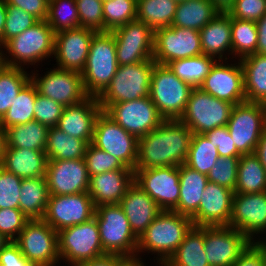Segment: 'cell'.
<instances>
[{
  "mask_svg": "<svg viewBox=\"0 0 266 266\" xmlns=\"http://www.w3.org/2000/svg\"><path fill=\"white\" fill-rule=\"evenodd\" d=\"M266 191V170L255 153L239 157L234 193H261Z\"/></svg>",
  "mask_w": 266,
  "mask_h": 266,
  "instance_id": "cell-36",
  "label": "cell"
},
{
  "mask_svg": "<svg viewBox=\"0 0 266 266\" xmlns=\"http://www.w3.org/2000/svg\"><path fill=\"white\" fill-rule=\"evenodd\" d=\"M219 157L217 147L204 134H193L185 165L207 175Z\"/></svg>",
  "mask_w": 266,
  "mask_h": 266,
  "instance_id": "cell-43",
  "label": "cell"
},
{
  "mask_svg": "<svg viewBox=\"0 0 266 266\" xmlns=\"http://www.w3.org/2000/svg\"><path fill=\"white\" fill-rule=\"evenodd\" d=\"M134 183L145 191L162 211H173L179 201V166L134 170Z\"/></svg>",
  "mask_w": 266,
  "mask_h": 266,
  "instance_id": "cell-15",
  "label": "cell"
},
{
  "mask_svg": "<svg viewBox=\"0 0 266 266\" xmlns=\"http://www.w3.org/2000/svg\"><path fill=\"white\" fill-rule=\"evenodd\" d=\"M178 3L174 0H137L136 20L154 31L171 27Z\"/></svg>",
  "mask_w": 266,
  "mask_h": 266,
  "instance_id": "cell-38",
  "label": "cell"
},
{
  "mask_svg": "<svg viewBox=\"0 0 266 266\" xmlns=\"http://www.w3.org/2000/svg\"><path fill=\"white\" fill-rule=\"evenodd\" d=\"M239 157H219L207 174L208 181L235 191Z\"/></svg>",
  "mask_w": 266,
  "mask_h": 266,
  "instance_id": "cell-48",
  "label": "cell"
},
{
  "mask_svg": "<svg viewBox=\"0 0 266 266\" xmlns=\"http://www.w3.org/2000/svg\"><path fill=\"white\" fill-rule=\"evenodd\" d=\"M5 63H4V60H3V57H2V54H0V71L5 67Z\"/></svg>",
  "mask_w": 266,
  "mask_h": 266,
  "instance_id": "cell-66",
  "label": "cell"
},
{
  "mask_svg": "<svg viewBox=\"0 0 266 266\" xmlns=\"http://www.w3.org/2000/svg\"><path fill=\"white\" fill-rule=\"evenodd\" d=\"M155 63L153 59H149L119 66L110 84L97 97L101 109L105 111L113 103L149 97Z\"/></svg>",
  "mask_w": 266,
  "mask_h": 266,
  "instance_id": "cell-5",
  "label": "cell"
},
{
  "mask_svg": "<svg viewBox=\"0 0 266 266\" xmlns=\"http://www.w3.org/2000/svg\"><path fill=\"white\" fill-rule=\"evenodd\" d=\"M25 70V68L5 66L0 71V120L21 89L30 81V73Z\"/></svg>",
  "mask_w": 266,
  "mask_h": 266,
  "instance_id": "cell-42",
  "label": "cell"
},
{
  "mask_svg": "<svg viewBox=\"0 0 266 266\" xmlns=\"http://www.w3.org/2000/svg\"><path fill=\"white\" fill-rule=\"evenodd\" d=\"M91 143L116 157L129 169L135 170L138 138L125 131L104 111L99 114L96 120Z\"/></svg>",
  "mask_w": 266,
  "mask_h": 266,
  "instance_id": "cell-14",
  "label": "cell"
},
{
  "mask_svg": "<svg viewBox=\"0 0 266 266\" xmlns=\"http://www.w3.org/2000/svg\"><path fill=\"white\" fill-rule=\"evenodd\" d=\"M96 207L88 192L50 195L43 220L57 232L94 217Z\"/></svg>",
  "mask_w": 266,
  "mask_h": 266,
  "instance_id": "cell-19",
  "label": "cell"
},
{
  "mask_svg": "<svg viewBox=\"0 0 266 266\" xmlns=\"http://www.w3.org/2000/svg\"><path fill=\"white\" fill-rule=\"evenodd\" d=\"M54 44L53 29L46 20H39L32 27L8 40L1 47V53L6 66L26 69L30 65H40L43 60L53 58Z\"/></svg>",
  "mask_w": 266,
  "mask_h": 266,
  "instance_id": "cell-3",
  "label": "cell"
},
{
  "mask_svg": "<svg viewBox=\"0 0 266 266\" xmlns=\"http://www.w3.org/2000/svg\"><path fill=\"white\" fill-rule=\"evenodd\" d=\"M49 127L38 121L9 127L6 132V147L45 151Z\"/></svg>",
  "mask_w": 266,
  "mask_h": 266,
  "instance_id": "cell-37",
  "label": "cell"
},
{
  "mask_svg": "<svg viewBox=\"0 0 266 266\" xmlns=\"http://www.w3.org/2000/svg\"><path fill=\"white\" fill-rule=\"evenodd\" d=\"M80 27L103 32V1L76 0Z\"/></svg>",
  "mask_w": 266,
  "mask_h": 266,
  "instance_id": "cell-50",
  "label": "cell"
},
{
  "mask_svg": "<svg viewBox=\"0 0 266 266\" xmlns=\"http://www.w3.org/2000/svg\"><path fill=\"white\" fill-rule=\"evenodd\" d=\"M193 88L179 79L168 65L155 63L149 97L165 120L181 118Z\"/></svg>",
  "mask_w": 266,
  "mask_h": 266,
  "instance_id": "cell-6",
  "label": "cell"
},
{
  "mask_svg": "<svg viewBox=\"0 0 266 266\" xmlns=\"http://www.w3.org/2000/svg\"><path fill=\"white\" fill-rule=\"evenodd\" d=\"M89 143L71 137L58 127H49L45 153L48 160L84 159Z\"/></svg>",
  "mask_w": 266,
  "mask_h": 266,
  "instance_id": "cell-35",
  "label": "cell"
},
{
  "mask_svg": "<svg viewBox=\"0 0 266 266\" xmlns=\"http://www.w3.org/2000/svg\"><path fill=\"white\" fill-rule=\"evenodd\" d=\"M104 112L137 138L155 130L165 120L150 97L113 103Z\"/></svg>",
  "mask_w": 266,
  "mask_h": 266,
  "instance_id": "cell-16",
  "label": "cell"
},
{
  "mask_svg": "<svg viewBox=\"0 0 266 266\" xmlns=\"http://www.w3.org/2000/svg\"><path fill=\"white\" fill-rule=\"evenodd\" d=\"M231 266H266V250L259 242H251Z\"/></svg>",
  "mask_w": 266,
  "mask_h": 266,
  "instance_id": "cell-55",
  "label": "cell"
},
{
  "mask_svg": "<svg viewBox=\"0 0 266 266\" xmlns=\"http://www.w3.org/2000/svg\"><path fill=\"white\" fill-rule=\"evenodd\" d=\"M46 179L50 195L88 192L90 176L84 159L48 160Z\"/></svg>",
  "mask_w": 266,
  "mask_h": 266,
  "instance_id": "cell-22",
  "label": "cell"
},
{
  "mask_svg": "<svg viewBox=\"0 0 266 266\" xmlns=\"http://www.w3.org/2000/svg\"><path fill=\"white\" fill-rule=\"evenodd\" d=\"M119 205L138 238L162 212L155 201L135 183L128 188Z\"/></svg>",
  "mask_w": 266,
  "mask_h": 266,
  "instance_id": "cell-27",
  "label": "cell"
},
{
  "mask_svg": "<svg viewBox=\"0 0 266 266\" xmlns=\"http://www.w3.org/2000/svg\"><path fill=\"white\" fill-rule=\"evenodd\" d=\"M262 104H263L265 115H266V101H264Z\"/></svg>",
  "mask_w": 266,
  "mask_h": 266,
  "instance_id": "cell-68",
  "label": "cell"
},
{
  "mask_svg": "<svg viewBox=\"0 0 266 266\" xmlns=\"http://www.w3.org/2000/svg\"><path fill=\"white\" fill-rule=\"evenodd\" d=\"M137 0H106L103 1V32L135 21Z\"/></svg>",
  "mask_w": 266,
  "mask_h": 266,
  "instance_id": "cell-45",
  "label": "cell"
},
{
  "mask_svg": "<svg viewBox=\"0 0 266 266\" xmlns=\"http://www.w3.org/2000/svg\"><path fill=\"white\" fill-rule=\"evenodd\" d=\"M49 196L46 177L22 179L19 209L29 219H43Z\"/></svg>",
  "mask_w": 266,
  "mask_h": 266,
  "instance_id": "cell-31",
  "label": "cell"
},
{
  "mask_svg": "<svg viewBox=\"0 0 266 266\" xmlns=\"http://www.w3.org/2000/svg\"><path fill=\"white\" fill-rule=\"evenodd\" d=\"M266 13V0H235L228 11L232 18L257 22Z\"/></svg>",
  "mask_w": 266,
  "mask_h": 266,
  "instance_id": "cell-53",
  "label": "cell"
},
{
  "mask_svg": "<svg viewBox=\"0 0 266 266\" xmlns=\"http://www.w3.org/2000/svg\"><path fill=\"white\" fill-rule=\"evenodd\" d=\"M233 104L219 100L194 87L181 120L193 134H205L221 126H227Z\"/></svg>",
  "mask_w": 266,
  "mask_h": 266,
  "instance_id": "cell-8",
  "label": "cell"
},
{
  "mask_svg": "<svg viewBox=\"0 0 266 266\" xmlns=\"http://www.w3.org/2000/svg\"><path fill=\"white\" fill-rule=\"evenodd\" d=\"M259 243L265 248L266 250V236L262 237V239L259 241Z\"/></svg>",
  "mask_w": 266,
  "mask_h": 266,
  "instance_id": "cell-67",
  "label": "cell"
},
{
  "mask_svg": "<svg viewBox=\"0 0 266 266\" xmlns=\"http://www.w3.org/2000/svg\"><path fill=\"white\" fill-rule=\"evenodd\" d=\"M134 183V170L117 169L90 177L88 194L95 207L119 204L128 188Z\"/></svg>",
  "mask_w": 266,
  "mask_h": 266,
  "instance_id": "cell-26",
  "label": "cell"
},
{
  "mask_svg": "<svg viewBox=\"0 0 266 266\" xmlns=\"http://www.w3.org/2000/svg\"><path fill=\"white\" fill-rule=\"evenodd\" d=\"M111 32L119 66L153 59L154 30L144 22L131 21Z\"/></svg>",
  "mask_w": 266,
  "mask_h": 266,
  "instance_id": "cell-17",
  "label": "cell"
},
{
  "mask_svg": "<svg viewBox=\"0 0 266 266\" xmlns=\"http://www.w3.org/2000/svg\"><path fill=\"white\" fill-rule=\"evenodd\" d=\"M163 266H209L204 251V226H193Z\"/></svg>",
  "mask_w": 266,
  "mask_h": 266,
  "instance_id": "cell-32",
  "label": "cell"
},
{
  "mask_svg": "<svg viewBox=\"0 0 266 266\" xmlns=\"http://www.w3.org/2000/svg\"><path fill=\"white\" fill-rule=\"evenodd\" d=\"M243 69L247 102L266 101V55L257 53L239 60Z\"/></svg>",
  "mask_w": 266,
  "mask_h": 266,
  "instance_id": "cell-33",
  "label": "cell"
},
{
  "mask_svg": "<svg viewBox=\"0 0 266 266\" xmlns=\"http://www.w3.org/2000/svg\"><path fill=\"white\" fill-rule=\"evenodd\" d=\"M266 170V126L254 152Z\"/></svg>",
  "mask_w": 266,
  "mask_h": 266,
  "instance_id": "cell-61",
  "label": "cell"
},
{
  "mask_svg": "<svg viewBox=\"0 0 266 266\" xmlns=\"http://www.w3.org/2000/svg\"><path fill=\"white\" fill-rule=\"evenodd\" d=\"M7 16L6 0H0V38L3 36Z\"/></svg>",
  "mask_w": 266,
  "mask_h": 266,
  "instance_id": "cell-63",
  "label": "cell"
},
{
  "mask_svg": "<svg viewBox=\"0 0 266 266\" xmlns=\"http://www.w3.org/2000/svg\"><path fill=\"white\" fill-rule=\"evenodd\" d=\"M199 33L204 55L226 61L232 57L231 16L228 13L219 12Z\"/></svg>",
  "mask_w": 266,
  "mask_h": 266,
  "instance_id": "cell-28",
  "label": "cell"
},
{
  "mask_svg": "<svg viewBox=\"0 0 266 266\" xmlns=\"http://www.w3.org/2000/svg\"><path fill=\"white\" fill-rule=\"evenodd\" d=\"M49 0H6V5H12L32 14L38 20H46Z\"/></svg>",
  "mask_w": 266,
  "mask_h": 266,
  "instance_id": "cell-57",
  "label": "cell"
},
{
  "mask_svg": "<svg viewBox=\"0 0 266 266\" xmlns=\"http://www.w3.org/2000/svg\"><path fill=\"white\" fill-rule=\"evenodd\" d=\"M114 265H115V254H105L101 257L74 266H114Z\"/></svg>",
  "mask_w": 266,
  "mask_h": 266,
  "instance_id": "cell-60",
  "label": "cell"
},
{
  "mask_svg": "<svg viewBox=\"0 0 266 266\" xmlns=\"http://www.w3.org/2000/svg\"><path fill=\"white\" fill-rule=\"evenodd\" d=\"M8 239L0 233V251L3 249V247L8 243Z\"/></svg>",
  "mask_w": 266,
  "mask_h": 266,
  "instance_id": "cell-65",
  "label": "cell"
},
{
  "mask_svg": "<svg viewBox=\"0 0 266 266\" xmlns=\"http://www.w3.org/2000/svg\"><path fill=\"white\" fill-rule=\"evenodd\" d=\"M33 266H58V232L43 219H29L15 240Z\"/></svg>",
  "mask_w": 266,
  "mask_h": 266,
  "instance_id": "cell-10",
  "label": "cell"
},
{
  "mask_svg": "<svg viewBox=\"0 0 266 266\" xmlns=\"http://www.w3.org/2000/svg\"><path fill=\"white\" fill-rule=\"evenodd\" d=\"M84 160L90 177L107 171L129 169L116 157L95 147L92 143L86 149Z\"/></svg>",
  "mask_w": 266,
  "mask_h": 266,
  "instance_id": "cell-46",
  "label": "cell"
},
{
  "mask_svg": "<svg viewBox=\"0 0 266 266\" xmlns=\"http://www.w3.org/2000/svg\"><path fill=\"white\" fill-rule=\"evenodd\" d=\"M180 196L176 213L192 218L200 205L208 178L206 174L182 164L179 166Z\"/></svg>",
  "mask_w": 266,
  "mask_h": 266,
  "instance_id": "cell-30",
  "label": "cell"
},
{
  "mask_svg": "<svg viewBox=\"0 0 266 266\" xmlns=\"http://www.w3.org/2000/svg\"><path fill=\"white\" fill-rule=\"evenodd\" d=\"M250 243L231 226H204V251L209 266H231Z\"/></svg>",
  "mask_w": 266,
  "mask_h": 266,
  "instance_id": "cell-20",
  "label": "cell"
},
{
  "mask_svg": "<svg viewBox=\"0 0 266 266\" xmlns=\"http://www.w3.org/2000/svg\"><path fill=\"white\" fill-rule=\"evenodd\" d=\"M94 218L106 254H136L139 238L133 233L129 220L119 204L97 206Z\"/></svg>",
  "mask_w": 266,
  "mask_h": 266,
  "instance_id": "cell-7",
  "label": "cell"
},
{
  "mask_svg": "<svg viewBox=\"0 0 266 266\" xmlns=\"http://www.w3.org/2000/svg\"><path fill=\"white\" fill-rule=\"evenodd\" d=\"M96 31L79 27L55 33L54 60L56 67L81 73Z\"/></svg>",
  "mask_w": 266,
  "mask_h": 266,
  "instance_id": "cell-23",
  "label": "cell"
},
{
  "mask_svg": "<svg viewBox=\"0 0 266 266\" xmlns=\"http://www.w3.org/2000/svg\"><path fill=\"white\" fill-rule=\"evenodd\" d=\"M48 158L45 151L6 147L1 167L17 177H46Z\"/></svg>",
  "mask_w": 266,
  "mask_h": 266,
  "instance_id": "cell-29",
  "label": "cell"
},
{
  "mask_svg": "<svg viewBox=\"0 0 266 266\" xmlns=\"http://www.w3.org/2000/svg\"><path fill=\"white\" fill-rule=\"evenodd\" d=\"M22 178L0 166V209L19 208Z\"/></svg>",
  "mask_w": 266,
  "mask_h": 266,
  "instance_id": "cell-49",
  "label": "cell"
},
{
  "mask_svg": "<svg viewBox=\"0 0 266 266\" xmlns=\"http://www.w3.org/2000/svg\"><path fill=\"white\" fill-rule=\"evenodd\" d=\"M210 143L217 147L219 156L240 157L242 154L237 150L227 126H221L204 134Z\"/></svg>",
  "mask_w": 266,
  "mask_h": 266,
  "instance_id": "cell-54",
  "label": "cell"
},
{
  "mask_svg": "<svg viewBox=\"0 0 266 266\" xmlns=\"http://www.w3.org/2000/svg\"><path fill=\"white\" fill-rule=\"evenodd\" d=\"M46 21L54 33L79 28L76 0H49Z\"/></svg>",
  "mask_w": 266,
  "mask_h": 266,
  "instance_id": "cell-44",
  "label": "cell"
},
{
  "mask_svg": "<svg viewBox=\"0 0 266 266\" xmlns=\"http://www.w3.org/2000/svg\"><path fill=\"white\" fill-rule=\"evenodd\" d=\"M219 11L210 0H187L178 2L172 26L200 31Z\"/></svg>",
  "mask_w": 266,
  "mask_h": 266,
  "instance_id": "cell-34",
  "label": "cell"
},
{
  "mask_svg": "<svg viewBox=\"0 0 266 266\" xmlns=\"http://www.w3.org/2000/svg\"><path fill=\"white\" fill-rule=\"evenodd\" d=\"M217 60L199 86L203 91L233 105L246 101L243 69L239 60Z\"/></svg>",
  "mask_w": 266,
  "mask_h": 266,
  "instance_id": "cell-21",
  "label": "cell"
},
{
  "mask_svg": "<svg viewBox=\"0 0 266 266\" xmlns=\"http://www.w3.org/2000/svg\"><path fill=\"white\" fill-rule=\"evenodd\" d=\"M118 67L114 34L96 32L81 72L86 93L98 97L110 84Z\"/></svg>",
  "mask_w": 266,
  "mask_h": 266,
  "instance_id": "cell-4",
  "label": "cell"
},
{
  "mask_svg": "<svg viewBox=\"0 0 266 266\" xmlns=\"http://www.w3.org/2000/svg\"><path fill=\"white\" fill-rule=\"evenodd\" d=\"M232 58L241 60L256 53L258 30L256 22L231 17Z\"/></svg>",
  "mask_w": 266,
  "mask_h": 266,
  "instance_id": "cell-41",
  "label": "cell"
},
{
  "mask_svg": "<svg viewBox=\"0 0 266 266\" xmlns=\"http://www.w3.org/2000/svg\"><path fill=\"white\" fill-rule=\"evenodd\" d=\"M60 261L74 266L101 257L103 251L96 219L58 231Z\"/></svg>",
  "mask_w": 266,
  "mask_h": 266,
  "instance_id": "cell-9",
  "label": "cell"
},
{
  "mask_svg": "<svg viewBox=\"0 0 266 266\" xmlns=\"http://www.w3.org/2000/svg\"><path fill=\"white\" fill-rule=\"evenodd\" d=\"M234 191L208 181L199 208L191 218L194 226H229Z\"/></svg>",
  "mask_w": 266,
  "mask_h": 266,
  "instance_id": "cell-24",
  "label": "cell"
},
{
  "mask_svg": "<svg viewBox=\"0 0 266 266\" xmlns=\"http://www.w3.org/2000/svg\"><path fill=\"white\" fill-rule=\"evenodd\" d=\"M192 135L181 120H164L155 130L138 138L135 169L185 164Z\"/></svg>",
  "mask_w": 266,
  "mask_h": 266,
  "instance_id": "cell-1",
  "label": "cell"
},
{
  "mask_svg": "<svg viewBox=\"0 0 266 266\" xmlns=\"http://www.w3.org/2000/svg\"><path fill=\"white\" fill-rule=\"evenodd\" d=\"M29 218L19 208L0 209V233L15 241Z\"/></svg>",
  "mask_w": 266,
  "mask_h": 266,
  "instance_id": "cell-52",
  "label": "cell"
},
{
  "mask_svg": "<svg viewBox=\"0 0 266 266\" xmlns=\"http://www.w3.org/2000/svg\"><path fill=\"white\" fill-rule=\"evenodd\" d=\"M216 61L215 58L202 54L175 60L167 65L179 79L193 87H199Z\"/></svg>",
  "mask_w": 266,
  "mask_h": 266,
  "instance_id": "cell-40",
  "label": "cell"
},
{
  "mask_svg": "<svg viewBox=\"0 0 266 266\" xmlns=\"http://www.w3.org/2000/svg\"><path fill=\"white\" fill-rule=\"evenodd\" d=\"M142 255L133 254V255H115V265L114 266H147L143 262Z\"/></svg>",
  "mask_w": 266,
  "mask_h": 266,
  "instance_id": "cell-59",
  "label": "cell"
},
{
  "mask_svg": "<svg viewBox=\"0 0 266 266\" xmlns=\"http://www.w3.org/2000/svg\"><path fill=\"white\" fill-rule=\"evenodd\" d=\"M39 20L21 8L7 5V16L3 36L0 38V48L11 38L32 27Z\"/></svg>",
  "mask_w": 266,
  "mask_h": 266,
  "instance_id": "cell-47",
  "label": "cell"
},
{
  "mask_svg": "<svg viewBox=\"0 0 266 266\" xmlns=\"http://www.w3.org/2000/svg\"><path fill=\"white\" fill-rule=\"evenodd\" d=\"M63 109V105L37 93L34 105V120L47 127H55L60 120Z\"/></svg>",
  "mask_w": 266,
  "mask_h": 266,
  "instance_id": "cell-51",
  "label": "cell"
},
{
  "mask_svg": "<svg viewBox=\"0 0 266 266\" xmlns=\"http://www.w3.org/2000/svg\"><path fill=\"white\" fill-rule=\"evenodd\" d=\"M215 8L222 13H228L233 7L235 0H210Z\"/></svg>",
  "mask_w": 266,
  "mask_h": 266,
  "instance_id": "cell-62",
  "label": "cell"
},
{
  "mask_svg": "<svg viewBox=\"0 0 266 266\" xmlns=\"http://www.w3.org/2000/svg\"><path fill=\"white\" fill-rule=\"evenodd\" d=\"M229 226L241 231L251 242H259L266 235V191L234 193Z\"/></svg>",
  "mask_w": 266,
  "mask_h": 266,
  "instance_id": "cell-18",
  "label": "cell"
},
{
  "mask_svg": "<svg viewBox=\"0 0 266 266\" xmlns=\"http://www.w3.org/2000/svg\"><path fill=\"white\" fill-rule=\"evenodd\" d=\"M265 126L263 104L247 101L233 106L227 123L229 134L242 155L255 152Z\"/></svg>",
  "mask_w": 266,
  "mask_h": 266,
  "instance_id": "cell-11",
  "label": "cell"
},
{
  "mask_svg": "<svg viewBox=\"0 0 266 266\" xmlns=\"http://www.w3.org/2000/svg\"><path fill=\"white\" fill-rule=\"evenodd\" d=\"M193 226L192 219L187 216L162 211L139 237L136 254L152 253L157 256L156 266H163Z\"/></svg>",
  "mask_w": 266,
  "mask_h": 266,
  "instance_id": "cell-2",
  "label": "cell"
},
{
  "mask_svg": "<svg viewBox=\"0 0 266 266\" xmlns=\"http://www.w3.org/2000/svg\"><path fill=\"white\" fill-rule=\"evenodd\" d=\"M258 30V41L256 53L266 55V13L256 22Z\"/></svg>",
  "mask_w": 266,
  "mask_h": 266,
  "instance_id": "cell-58",
  "label": "cell"
},
{
  "mask_svg": "<svg viewBox=\"0 0 266 266\" xmlns=\"http://www.w3.org/2000/svg\"><path fill=\"white\" fill-rule=\"evenodd\" d=\"M174 1H176L178 3V2H183V1H187V0H174Z\"/></svg>",
  "mask_w": 266,
  "mask_h": 266,
  "instance_id": "cell-69",
  "label": "cell"
},
{
  "mask_svg": "<svg viewBox=\"0 0 266 266\" xmlns=\"http://www.w3.org/2000/svg\"><path fill=\"white\" fill-rule=\"evenodd\" d=\"M37 93L35 85L30 80L18 93L13 104L0 120V125L4 130L34 120V105Z\"/></svg>",
  "mask_w": 266,
  "mask_h": 266,
  "instance_id": "cell-39",
  "label": "cell"
},
{
  "mask_svg": "<svg viewBox=\"0 0 266 266\" xmlns=\"http://www.w3.org/2000/svg\"><path fill=\"white\" fill-rule=\"evenodd\" d=\"M0 266H33L21 253L15 241L8 243L0 251Z\"/></svg>",
  "mask_w": 266,
  "mask_h": 266,
  "instance_id": "cell-56",
  "label": "cell"
},
{
  "mask_svg": "<svg viewBox=\"0 0 266 266\" xmlns=\"http://www.w3.org/2000/svg\"><path fill=\"white\" fill-rule=\"evenodd\" d=\"M202 54L198 30L171 26L154 31L153 60L158 64Z\"/></svg>",
  "mask_w": 266,
  "mask_h": 266,
  "instance_id": "cell-13",
  "label": "cell"
},
{
  "mask_svg": "<svg viewBox=\"0 0 266 266\" xmlns=\"http://www.w3.org/2000/svg\"><path fill=\"white\" fill-rule=\"evenodd\" d=\"M102 111L98 98L88 96L77 104L64 107L56 127L69 136L86 140L90 144L96 120Z\"/></svg>",
  "mask_w": 266,
  "mask_h": 266,
  "instance_id": "cell-25",
  "label": "cell"
},
{
  "mask_svg": "<svg viewBox=\"0 0 266 266\" xmlns=\"http://www.w3.org/2000/svg\"><path fill=\"white\" fill-rule=\"evenodd\" d=\"M6 148V132L0 125V165Z\"/></svg>",
  "mask_w": 266,
  "mask_h": 266,
  "instance_id": "cell-64",
  "label": "cell"
},
{
  "mask_svg": "<svg viewBox=\"0 0 266 266\" xmlns=\"http://www.w3.org/2000/svg\"><path fill=\"white\" fill-rule=\"evenodd\" d=\"M35 72V69L30 72V80L37 92L64 107L77 104L89 96L84 89L82 75L79 72L59 69L55 66L44 75L40 74L41 76Z\"/></svg>",
  "mask_w": 266,
  "mask_h": 266,
  "instance_id": "cell-12",
  "label": "cell"
}]
</instances>
